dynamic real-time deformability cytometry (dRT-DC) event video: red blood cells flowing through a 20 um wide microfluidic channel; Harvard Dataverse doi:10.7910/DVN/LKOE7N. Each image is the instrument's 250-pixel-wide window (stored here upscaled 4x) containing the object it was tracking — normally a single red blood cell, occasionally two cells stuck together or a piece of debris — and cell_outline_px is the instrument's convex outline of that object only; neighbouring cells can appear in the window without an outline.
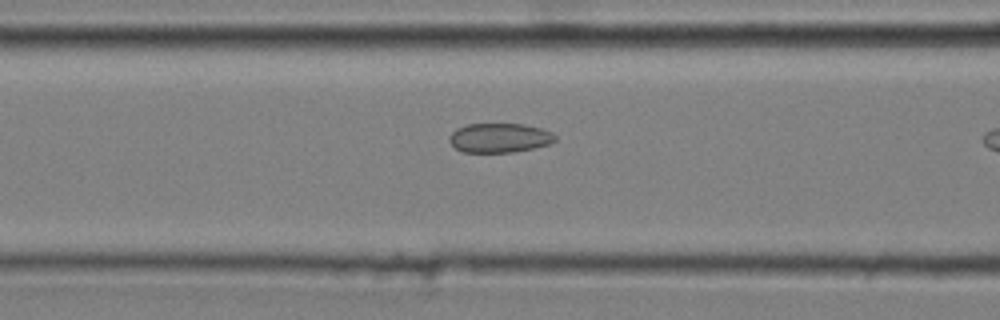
{"species": "common noctule bat (a hibernating species)", "species_latin": "Nyctalus noctula", "temperature_condition": "cold", "stored_images_in_passage": 37, "camera_frame_rate_fps": 3000, "um_per_image_px": 0.085, "animal": {"sex": "male", "body_mass_g": 20.4}, "frame": {"image": 1, "passage_image": 15, "time_ms": 4.667, "image_size_px": [1000, 320], "cell_outline_px": [[556, 140], [548, 144], [532, 148], [512, 152], [460, 152], [448, 140], [448, 136], [456, 128], [468, 124], [524, 124], [540, 128], [552, 132], [556, 136]], "centroid_in_image_um": [42.43, 11.71], "position_along_channel_um": 124.2, "area_um2": 18.09}}
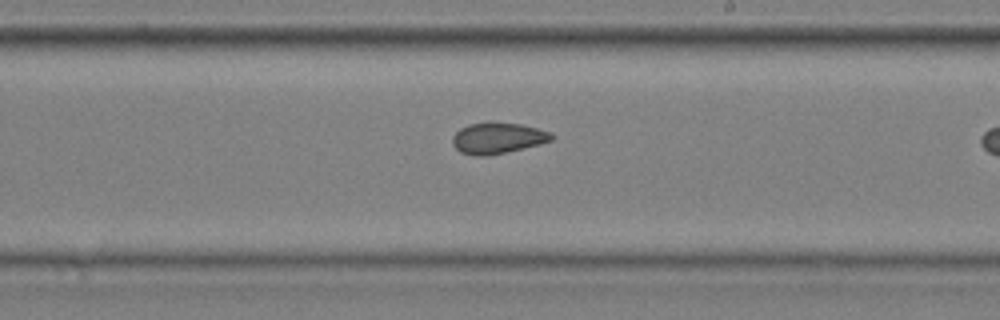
{"frame": {"image": 2, "passage_image": 25, "time_ms": 8.0, "image_size_px": [1000, 320], "cell_outline_px": [[556, 136], [552, 140], [540, 144], [524, 148], [488, 156], [476, 156], [460, 152], [452, 144], [452, 136], [460, 128], [468, 124], [520, 124], [552, 132]], "centroid_in_image_um": [42.31, 11.77], "position_along_channel_um": 246.7, "area_um2": 17.63}}
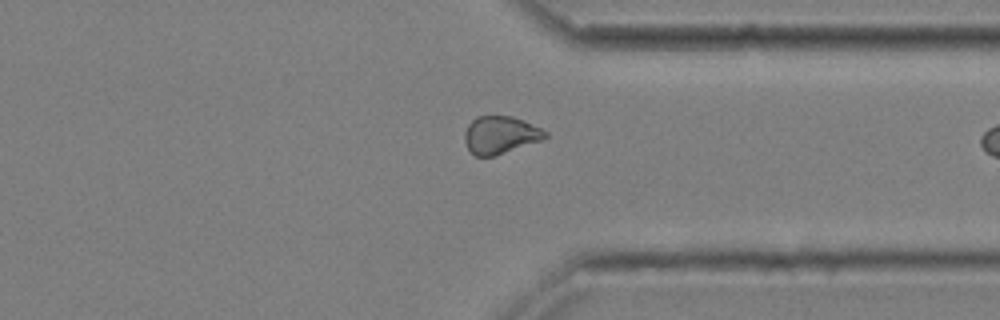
{"frame": {"image": 3, "passage_image": 35, "time_ms": 11.333, "image_size_px": [1000, 320], "cell_outline_px": [[548, 136], [544, 140], [496, 156], [476, 156], [468, 148], [464, 140], [464, 132], [468, 124], [476, 116], [512, 116], [540, 128], [548, 132]], "centroid_in_image_um": [42.54, 11.48], "position_along_channel_um": 368.9, "area_um2": 17.8}}